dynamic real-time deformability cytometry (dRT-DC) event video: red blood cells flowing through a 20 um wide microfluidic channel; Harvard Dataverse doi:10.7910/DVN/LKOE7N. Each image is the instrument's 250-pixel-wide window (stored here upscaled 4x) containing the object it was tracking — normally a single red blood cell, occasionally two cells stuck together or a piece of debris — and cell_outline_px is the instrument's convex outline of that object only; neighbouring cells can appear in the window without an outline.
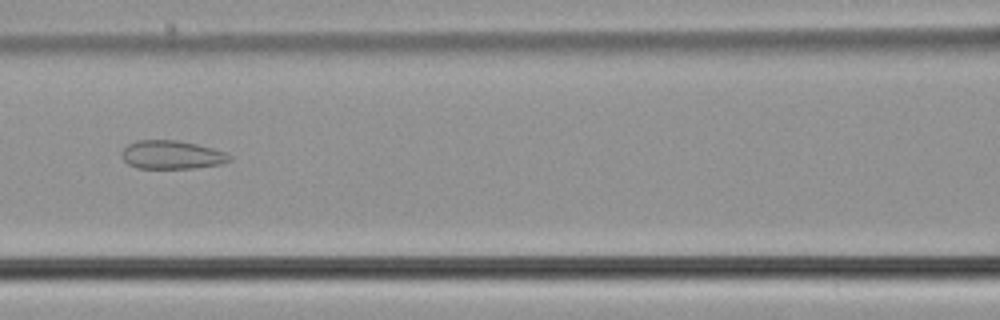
{"species": "common noctule bat (a hibernating species)", "species_latin": "Nyctalus noctula", "temperature_condition": "cold", "stored_images_in_passage": 48, "camera_frame_rate_fps": 3000, "um_per_image_px": 0.085, "animal": {"sex": "male", "body_mass_g": 21.5, "forearm_length_mm": 52.0}, "frame": {"image": 1, "passage_image": 25, "time_ms": 8.0, "image_size_px": [1000, 320], "cell_outline_px": [[232, 160], [220, 164], [196, 168], [136, 168], [128, 164], [120, 156], [120, 152], [128, 144], [136, 140], [176, 140], [196, 144], [212, 148], [224, 152], [232, 156]], "centroid_in_image_um": [14.57, 13.16], "position_along_channel_um": 152.0, "area_um2": 17.98}}
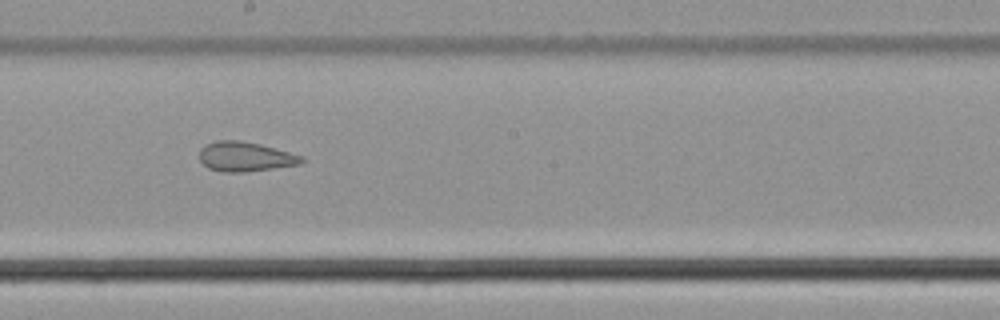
{"frame": {"image": 2, "passage_image": 31, "time_ms": 10.0, "image_size_px": [1000, 320], "cell_outline_px": [[304, 160], [300, 164], [244, 172], [220, 172], [208, 168], [200, 160], [200, 148], [204, 144], [216, 140], [240, 140], [260, 144], [304, 156]], "centroid_in_image_um": [20.81, 13.31], "position_along_channel_um": 227.4, "area_um2": 17.69}}
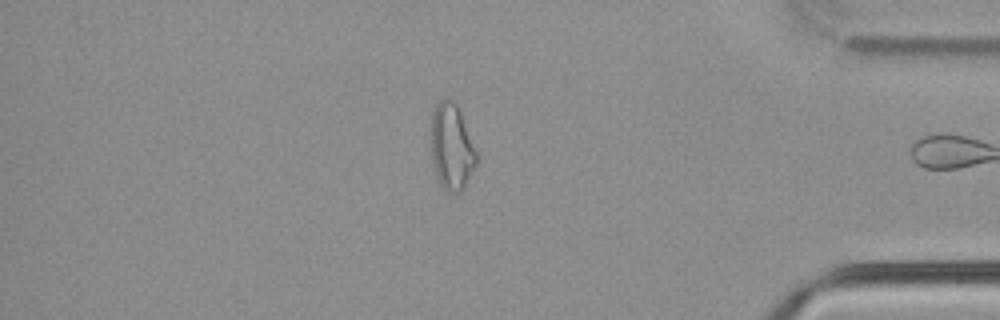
{"frame": {"image": 3, "passage_image": 47, "time_ms": 15.333, "image_size_px": [1000, 320], "cell_outline_px": [[476, 164], [460, 192], [444, 192], [436, 176], [432, 160], [432, 112], [436, 104], [440, 100], [456, 100], [476, 152]], "centroid_in_image_um": [38.37, 12.48], "position_along_channel_um": 396.8, "area_um2": 22.43}, "authors_computed_cell_mechanics": {"area_um2": 21.3282, "velocity_mm_per_s": 3.7782, "shape_relaxation_time_tau1_ms": null, "shape_relaxation_time_tau2_ms": 1.7368, "deformation_change_tau1": null, "deformation_change_tau2": 0.0959}}